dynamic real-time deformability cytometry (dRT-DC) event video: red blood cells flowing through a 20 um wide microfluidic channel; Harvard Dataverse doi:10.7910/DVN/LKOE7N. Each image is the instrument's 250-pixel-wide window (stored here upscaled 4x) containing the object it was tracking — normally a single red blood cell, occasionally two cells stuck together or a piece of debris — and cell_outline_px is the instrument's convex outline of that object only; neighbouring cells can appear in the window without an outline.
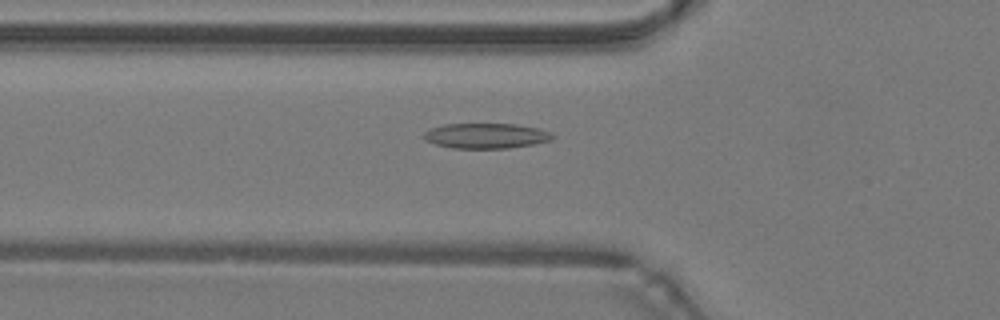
{"species": "common noctule bat (a hibernating species)", "species_latin": "Nyctalus noctula", "temperature_condition": "warm", "stored_images_in_passage": 48, "camera_frame_rate_fps": 3000, "um_per_image_px": 0.085, "animal": {"sex": "male", "body_mass_g": 19.2, "forearm_length_mm": 51.8}, "frame": {"image": 1, "passage_image": 17, "time_ms": 5.333, "image_size_px": [1000, 320], "cell_outline_px": [[556, 136], [552, 140], [532, 144], [508, 148], [452, 148], [436, 144], [424, 140], [424, 132], [432, 128], [444, 124], [516, 124], [540, 128], [552, 132]], "centroid_in_image_um": [41.36, 11.54], "position_along_channel_um": 84.4, "area_um2": 18.96}}
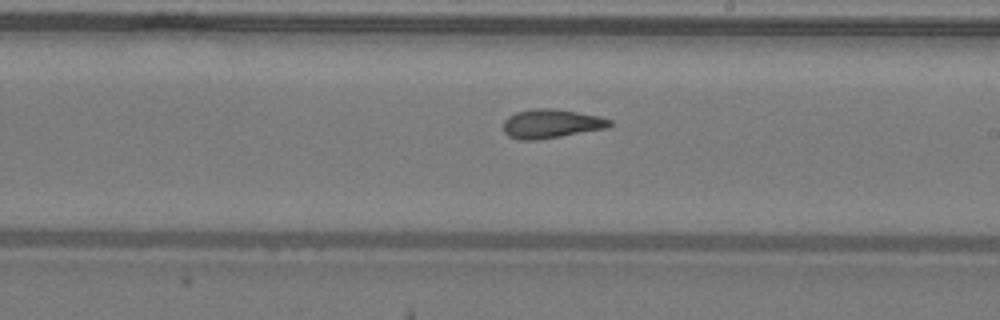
{"frame": {"image": 2, "passage_image": 28, "time_ms": 9.0, "image_size_px": [1000, 320], "cell_outline_px": [[612, 124], [608, 128], [536, 140], [520, 140], [508, 136], [504, 132], [504, 120], [508, 116], [516, 112], [536, 108], [556, 108], [600, 116], [612, 120]], "centroid_in_image_um": [46.86, 10.5], "position_along_channel_um": 242.1, "area_um2": 18.03}}
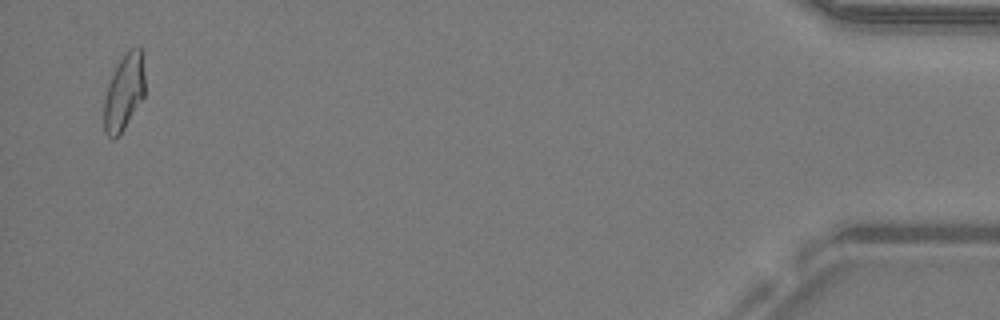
{"frame": {"image": 3, "passage_image": 47, "time_ms": 15.333, "image_size_px": [1000, 320], "cell_outline_px": [[144, 96], [124, 128], [112, 140], [104, 132], [104, 100], [108, 84], [116, 64], [124, 52], [140, 44], [144, 52]], "centroid_in_image_um": [10.56, 7.74], "position_along_channel_um": 424.6, "area_um2": 18.44}, "authors_computed_cell_mechanics": {"area_um2": 18.3226, "velocity_mm_per_s": 4.2775, "shape_relaxation_time_tau1_ms": null, "shape_relaxation_time_tau2_ms": 2.2583, "deformation_change_tau1": null, "deformation_change_tau2": 0.0941}}